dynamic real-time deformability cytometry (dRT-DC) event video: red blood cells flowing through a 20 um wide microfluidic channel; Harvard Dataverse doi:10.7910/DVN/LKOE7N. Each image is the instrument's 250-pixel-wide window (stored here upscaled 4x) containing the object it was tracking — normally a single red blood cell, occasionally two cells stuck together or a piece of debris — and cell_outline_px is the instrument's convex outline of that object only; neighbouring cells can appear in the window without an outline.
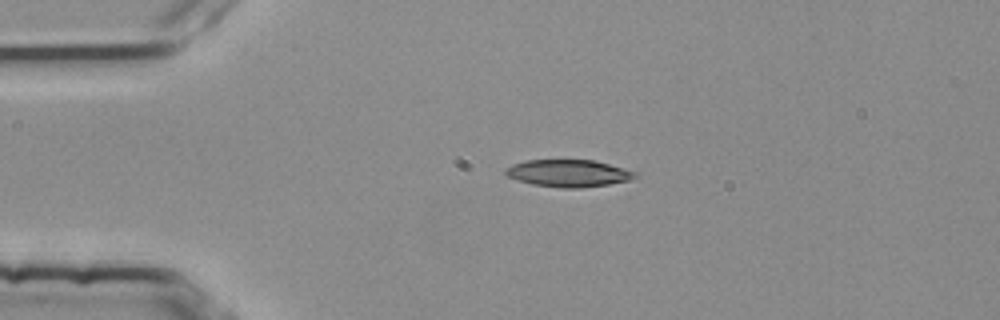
{"species": "common noctule bat (a hibernating species)", "species_latin": "Nyctalus noctula", "temperature_condition": "room temperature", "stored_images_in_passage": 3, "camera_frame_rate_fps": 3000, "um_per_image_px": 0.085, "animal": {"sex": "female", "body_mass_g": 25.1}, "frame": {"image": 1, "passage_image": 1, "time_ms": 0.0, "image_size_px": [1000, 320], "cell_outline_px": [[640, 172], [636, 176], [628, 180], [608, 184], [580, 188], [564, 188], [532, 184], [508, 176], [504, 172], [504, 168], [512, 164], [524, 160], [592, 160]], "centroid_in_image_um": [48.31, 14.72], "position_along_channel_um": 36.7, "area_um2": 20.4}}